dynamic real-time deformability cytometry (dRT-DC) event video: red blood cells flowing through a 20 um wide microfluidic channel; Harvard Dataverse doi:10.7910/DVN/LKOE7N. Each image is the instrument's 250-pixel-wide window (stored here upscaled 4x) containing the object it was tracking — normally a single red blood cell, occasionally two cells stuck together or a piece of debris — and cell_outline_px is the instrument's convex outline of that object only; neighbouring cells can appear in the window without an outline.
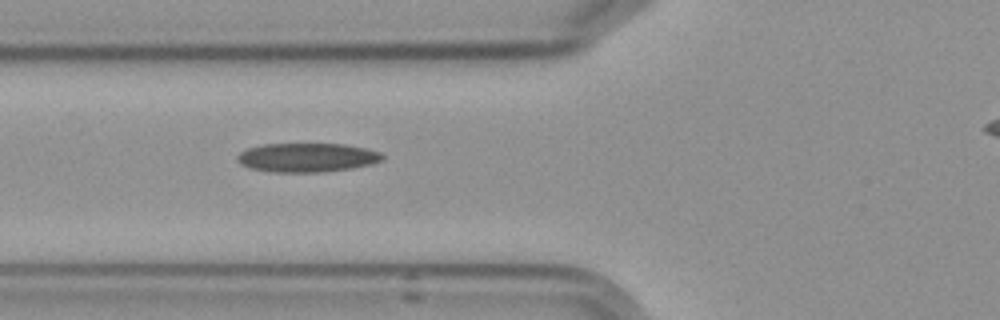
{"species": "Egyptian fruit bat (a non-hibernating species)", "species_latin": "Rousettus aegyptiacus", "temperature_condition": "cold", "stored_images_in_passage": 3, "segment_of_instrument_passage": [1, 2], "camera_frame_rate_fps": 3000, "um_per_image_px": 0.085, "frame": {"image": 1, "passage_image": 2, "time_ms": 1.0, "image_size_px": [1000, 320], "cell_outline_px": [[384, 156], [380, 160], [372, 164], [352, 168], [320, 172], [276, 172], [248, 168], [240, 164], [236, 160], [236, 156], [240, 152], [248, 148], [260, 144], [344, 144], [368, 148], [380, 152]], "centroid_in_image_um": [26.07, 13.38], "position_along_channel_um": 99.7, "area_um2": 24.62}}